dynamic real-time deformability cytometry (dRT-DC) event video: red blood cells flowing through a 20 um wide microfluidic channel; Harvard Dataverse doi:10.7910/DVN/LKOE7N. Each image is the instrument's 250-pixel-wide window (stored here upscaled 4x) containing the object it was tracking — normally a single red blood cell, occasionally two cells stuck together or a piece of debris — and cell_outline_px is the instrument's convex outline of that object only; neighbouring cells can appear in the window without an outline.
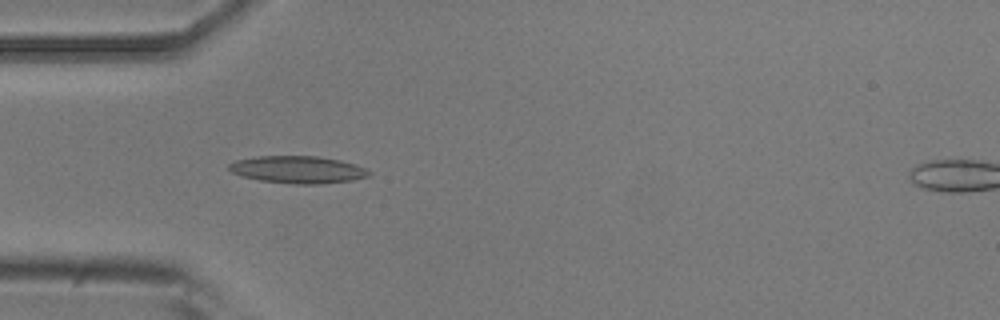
{"species": "common noctule bat (a hibernating species)", "species_latin": "Nyctalus noctula", "temperature_condition": "room temperature", "stored_images_in_passage": 39, "camera_frame_rate_fps": 3000, "um_per_image_px": 0.085, "animal": {"sex": "male", "body_mass_g": 20.5, "forearm_length_mm": 52.5}, "frame": {"image": 1, "passage_image": 4, "time_ms": 1.0, "image_size_px": [1000, 320], "cell_outline_px": [[372, 172], [368, 176], [352, 180], [320, 184], [292, 184], [260, 180], [244, 176], [232, 172], [228, 168], [228, 164], [236, 160], [256, 156], [316, 156], [340, 160], [364, 168]], "centroid_in_image_um": [25.3, 14.41], "position_along_channel_um": 59.7, "area_um2": 22.08}}
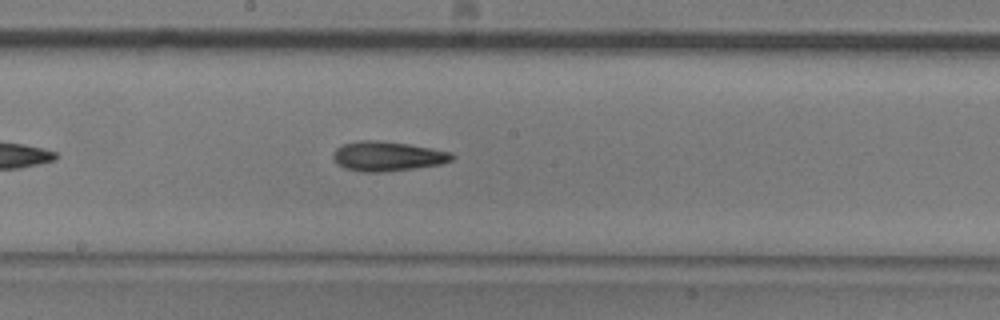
{"frame": {"image": 2, "passage_image": 16, "time_ms": 5.0, "image_size_px": [1000, 320], "cell_outline_px": [[456, 156], [452, 160], [440, 164], [416, 168], [384, 172], [360, 172], [344, 168], [332, 156], [336, 148], [344, 144], [360, 140], [376, 140], [408, 144], [432, 148], [452, 152]], "centroid_in_image_um": [32.97, 13.28], "position_along_channel_um": 215.2, "area_um2": 20.52}}
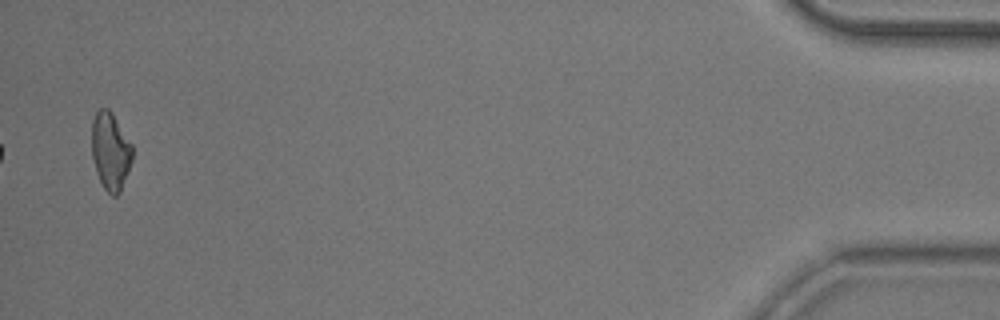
{"frame": {"image": 3, "passage_image": 39, "time_ms": 12.667, "image_size_px": [1000, 320], "cell_outline_px": [[132, 160], [120, 192], [116, 196], [112, 196], [104, 188], [96, 172], [92, 156], [92, 120], [96, 112], [100, 108], [108, 108], [112, 112], [132, 144]], "centroid_in_image_um": [9.38, 12.83], "position_along_channel_um": 425.8, "area_um2": 18.32}, "authors_computed_cell_mechanics": {"area_um2": 19.4208, "velocity_mm_per_s": 3.9213, "shape_relaxation_time_tau1_ms": 6.9514, "shape_relaxation_time_tau2_ms": 6.8356, "deformation_change_tau1": 0.1667, "deformation_change_tau2": 0.1886}}